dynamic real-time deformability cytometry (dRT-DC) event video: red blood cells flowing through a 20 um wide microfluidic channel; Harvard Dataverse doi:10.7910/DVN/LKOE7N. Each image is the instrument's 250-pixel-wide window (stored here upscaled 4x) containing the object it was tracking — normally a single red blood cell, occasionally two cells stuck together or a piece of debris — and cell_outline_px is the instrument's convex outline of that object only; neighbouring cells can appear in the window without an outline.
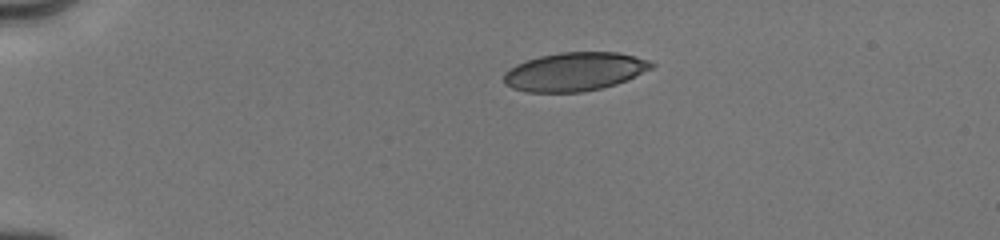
{"species": "human", "species_latin": "Homo sapiens", "temperature_condition": "cold", "stored_images_in_passage": 18, "camera_frame_rate_fps": 3000, "um_per_image_px": 0.085, "donor": {"sex": "male"}, "frame": {"image": 1, "passage_image": 1, "time_ms": 0.0, "image_size_px": [1000, 240], "cell_outline_px": [[656, 64], [652, 68], [628, 80], [616, 84], [600, 88], [580, 92], [528, 92], [512, 88], [504, 84], [504, 72], [516, 64], [540, 56], [560, 52], [620, 52], [648, 60]], "centroid_in_image_um": [48.85, 6.09], "position_along_channel_um": 36.1, "area_um2": 33.18}}
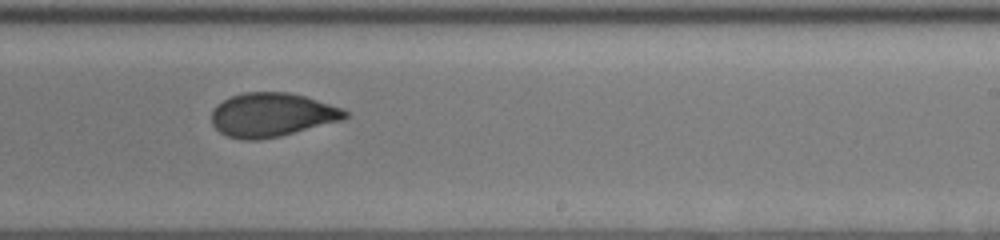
{"frame": {"image": 2, "passage_image": 10, "time_ms": 7.333, "image_size_px": [1000, 240], "cell_outline_px": [[348, 116], [344, 120], [280, 136], [260, 140], [244, 140], [228, 136], [220, 132], [212, 124], [212, 108], [216, 104], [232, 96], [244, 92], [288, 92], [304, 96], [344, 108], [348, 112]], "centroid_in_image_um": [23.13, 9.76], "position_along_channel_um": 265.9, "area_um2": 34.28}}
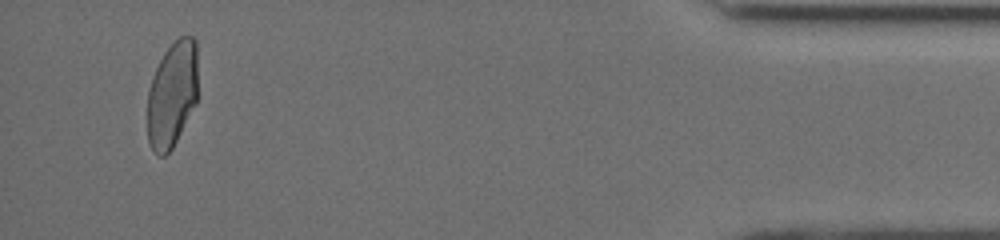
{"frame": {"image": 3, "passage_image": 17, "time_ms": 12.667, "image_size_px": [1000, 240], "cell_outline_px": [[196, 104], [172, 148], [164, 156], [160, 156], [152, 148], [148, 140], [148, 88], [152, 76], [164, 52], [180, 36], [192, 36], [196, 40]], "centroid_in_image_um": [14.62, 8.01], "position_along_channel_um": 420.6, "area_um2": 30.87}, "authors_computed_cell_mechanics": {"area_um2": 34.2754, "velocity_mm_per_s": 4.0213, "shape_relaxation_time_tau1_ms": 6.3839, "shape_relaxation_time_tau2_ms": 0.7476, "deformation_change_tau1": 0.1579, "deformation_change_tau2": 0.0491}}